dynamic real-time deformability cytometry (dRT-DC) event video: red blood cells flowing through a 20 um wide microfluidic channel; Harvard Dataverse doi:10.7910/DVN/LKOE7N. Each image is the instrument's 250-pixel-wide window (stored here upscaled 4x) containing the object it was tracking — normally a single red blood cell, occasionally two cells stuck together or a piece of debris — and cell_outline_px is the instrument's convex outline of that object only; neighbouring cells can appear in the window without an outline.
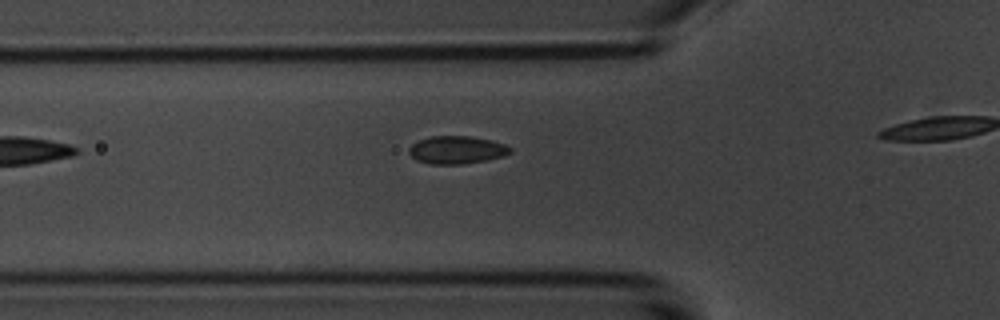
{"species": "common noctule bat (a hibernating species)", "species_latin": "Nyctalus noctula", "temperature_condition": "room temperature", "stored_images_in_passage": 3, "camera_frame_rate_fps": 3000, "um_per_image_px": 0.085, "animal": {"sex": "male", "body_mass_g": 20.1, "forearm_length_mm": 53.5}, "frame": {"image": 1, "passage_image": 2, "time_ms": 1.333, "image_size_px": [1000, 320], "cell_outline_px": [[512, 152], [504, 156], [488, 160], [460, 164], [428, 164], [416, 160], [408, 152], [408, 148], [412, 144], [420, 140], [432, 136], [472, 136], [492, 140], [504, 144], [512, 148]], "centroid_in_image_um": [38.84, 12.74], "position_along_channel_um": 87.0, "area_um2": 16.53}}